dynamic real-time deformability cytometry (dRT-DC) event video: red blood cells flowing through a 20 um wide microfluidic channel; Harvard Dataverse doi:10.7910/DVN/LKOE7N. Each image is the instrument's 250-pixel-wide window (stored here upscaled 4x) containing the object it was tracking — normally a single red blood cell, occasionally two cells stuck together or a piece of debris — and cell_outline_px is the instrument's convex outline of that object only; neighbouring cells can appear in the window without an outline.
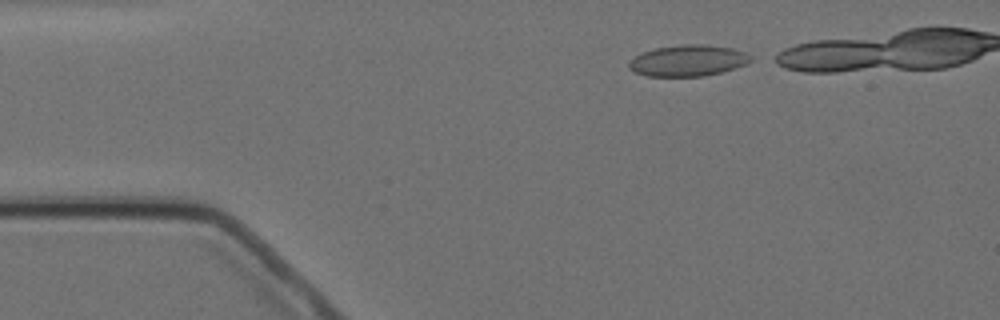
{"species": "Egyptian fruit bat (a non-hibernating species)", "species_latin": "Rousettus aegyptiacus", "temperature_condition": "cold", "stored_images_in_passage": 4, "camera_frame_rate_fps": 3000, "um_per_image_px": 0.085, "animal": {"sex": "female"}, "frame": {"image": 1, "passage_image": 1, "time_ms": 0.0, "image_size_px": [1000, 320], "cell_outline_px": [[752, 60], [744, 64], [720, 72], [704, 76], [648, 76], [636, 72], [628, 68], [628, 60], [644, 52], [656, 48], [680, 44], [708, 44], [732, 48], [744, 52], [752, 56]], "centroid_in_image_um": [58.46, 5.14], "position_along_channel_um": 26.5, "area_um2": 22.02}}